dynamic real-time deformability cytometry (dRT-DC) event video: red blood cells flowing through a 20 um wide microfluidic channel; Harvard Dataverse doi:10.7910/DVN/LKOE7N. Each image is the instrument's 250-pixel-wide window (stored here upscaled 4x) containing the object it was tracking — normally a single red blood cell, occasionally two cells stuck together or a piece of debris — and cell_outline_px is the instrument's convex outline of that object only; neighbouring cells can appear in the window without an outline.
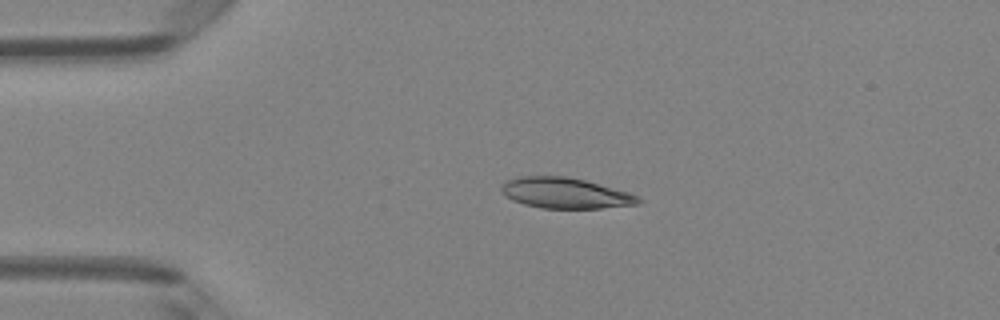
{"species": "Egyptian fruit bat (a non-hibernating species)", "species_latin": "Rousettus aegyptiacus", "temperature_condition": "room temperature", "stored_images_in_passage": 4, "camera_frame_rate_fps": 3000, "um_per_image_px": 0.085, "animal": {"sex": "female"}, "frame": {"image": 1, "passage_image": 3, "time_ms": 0.667, "image_size_px": [1000, 320], "cell_outline_px": [[644, 200], [636, 204], [600, 208], [540, 208], [524, 204], [512, 200], [504, 196], [500, 188], [500, 184], [504, 180], [520, 176], [564, 176], [584, 180], [628, 192]], "centroid_in_image_um": [47.96, 16.4], "position_along_channel_um": 37.0, "area_um2": 24.45}}